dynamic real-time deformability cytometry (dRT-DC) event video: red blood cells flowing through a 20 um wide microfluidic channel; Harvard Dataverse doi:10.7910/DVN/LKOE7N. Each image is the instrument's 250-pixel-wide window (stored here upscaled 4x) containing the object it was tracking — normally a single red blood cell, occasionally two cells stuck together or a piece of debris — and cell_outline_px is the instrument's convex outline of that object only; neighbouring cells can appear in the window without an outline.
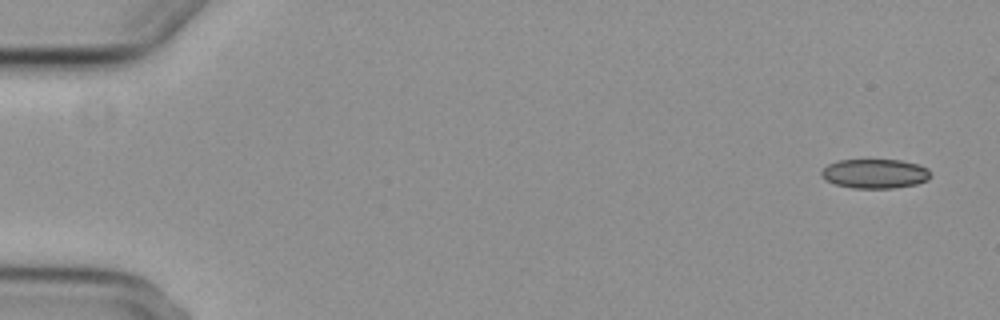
{"species": "common noctule bat (a hibernating species)", "species_latin": "Nyctalus noctula", "temperature_condition": "cold", "stored_images_in_passage": 3, "camera_frame_rate_fps": 3000, "um_per_image_px": 0.085, "animal": {"sex": "female", "body_mass_g": 29.2, "forearm_length_mm": 56.3}, "frame": {"image": 1, "passage_image": 1, "time_ms": 0.0, "image_size_px": [1000, 320], "cell_outline_px": [[928, 180], [916, 184], [892, 188], [852, 188], [836, 184], [824, 180], [820, 176], [820, 172], [828, 164], [840, 160], [900, 160], [920, 164], [928, 168]], "centroid_in_image_um": [74.34, 14.76], "position_along_channel_um": 10.7, "area_um2": 18.67}}